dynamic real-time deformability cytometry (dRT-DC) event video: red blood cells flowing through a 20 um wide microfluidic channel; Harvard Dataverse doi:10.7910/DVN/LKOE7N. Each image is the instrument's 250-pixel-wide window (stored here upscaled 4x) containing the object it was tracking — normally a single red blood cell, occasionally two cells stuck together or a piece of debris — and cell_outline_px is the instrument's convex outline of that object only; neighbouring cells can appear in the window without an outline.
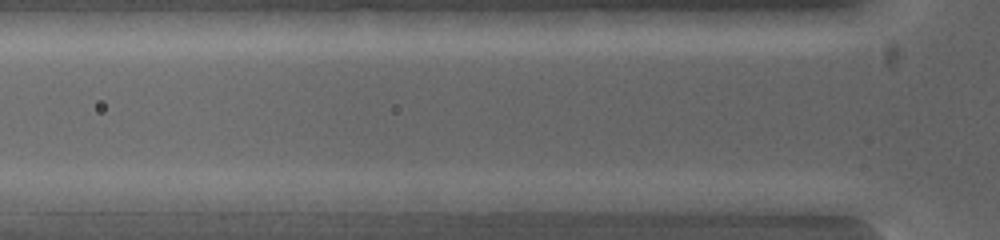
{"species": "common noctule bat (a hibernating species)", "species_latin": "Nyctalus noctula", "temperature_condition": "warm", "stored_images_in_passage": 3, "camera_frame_rate_fps": 5000, "um_per_image_px": 0.085, "animal": {"sex": "female", "body_mass_g": 19.0, "forearm_length_mm": 53.3}, "frame": {"image": 1, "passage_image": 3, "time_ms": 0.2, "image_size_px": [1000, 240], "cell_outline_px": [[780, 216], [768, 216], [688, 208], [664, 200], [708, 192], [752, 192], [780, 200]], "centroid_in_image_um": [62.19, 17.25], "position_along_channel_um": 63.6, "area_um2": 13.64}}